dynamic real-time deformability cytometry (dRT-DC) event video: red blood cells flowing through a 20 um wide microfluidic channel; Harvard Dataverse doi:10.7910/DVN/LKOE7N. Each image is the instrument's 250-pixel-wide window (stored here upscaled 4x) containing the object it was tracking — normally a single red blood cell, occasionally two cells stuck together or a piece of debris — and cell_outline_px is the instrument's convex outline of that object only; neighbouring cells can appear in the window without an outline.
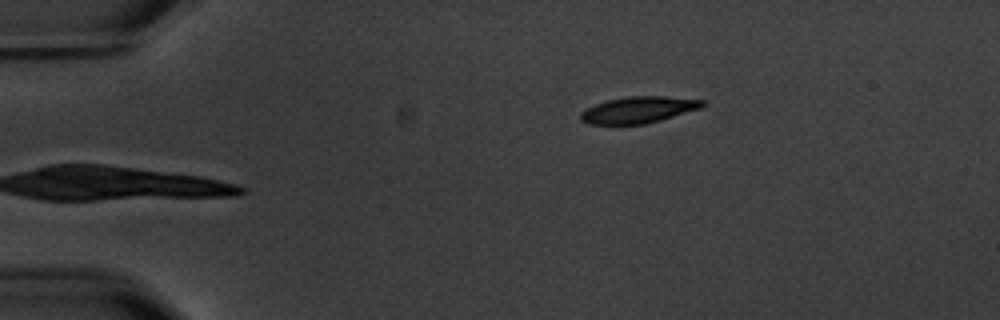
{"species": "common noctule bat (a hibernating species)", "species_latin": "Nyctalus noctula", "temperature_condition": "warm", "stored_images_in_passage": 4, "camera_frame_rate_fps": 3000, "um_per_image_px": 0.085, "animal": {"sex": "male", "body_mass_g": 20.1, "forearm_length_mm": 53.5}, "frame": {"image": 1, "passage_image": 4, "time_ms": 4.667, "image_size_px": [1000, 320], "cell_outline_px": [[704, 104], [700, 108], [660, 120], [644, 124], [588, 124], [580, 120], [580, 112], [596, 104], [608, 100], [628, 96], [664, 96], [704, 100]], "centroid_in_image_um": [54.24, 9.33], "position_along_channel_um": 30.8, "area_um2": 18.55}}